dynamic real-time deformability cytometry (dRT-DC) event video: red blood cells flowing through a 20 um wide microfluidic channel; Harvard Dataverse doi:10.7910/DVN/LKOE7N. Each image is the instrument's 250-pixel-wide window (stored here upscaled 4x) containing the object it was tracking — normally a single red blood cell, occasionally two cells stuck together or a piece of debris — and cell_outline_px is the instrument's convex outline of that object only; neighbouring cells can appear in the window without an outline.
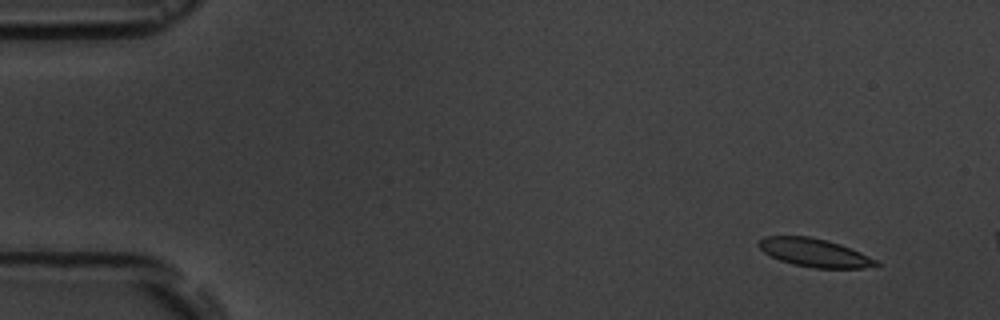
{"species": "common noctule bat (a hibernating species)", "species_latin": "Nyctalus noctula", "temperature_condition": "room temperature", "stored_images_in_passage": 2, "camera_frame_rate_fps": 3000, "um_per_image_px": 0.085, "animal": {"sex": "male", "body_mass_g": 19.5, "forearm_length_mm": 54.6}, "frame": {"image": 1, "passage_image": 1, "time_ms": 0.0, "image_size_px": [1000, 320], "cell_outline_px": [[880, 264], [864, 268], [812, 268], [792, 264], [780, 260], [764, 252], [756, 244], [764, 236], [808, 236], [840, 244], [860, 252], [876, 260]], "centroid_in_image_um": [69.2, 21.48], "position_along_channel_um": 15.8, "area_um2": 19.13}}